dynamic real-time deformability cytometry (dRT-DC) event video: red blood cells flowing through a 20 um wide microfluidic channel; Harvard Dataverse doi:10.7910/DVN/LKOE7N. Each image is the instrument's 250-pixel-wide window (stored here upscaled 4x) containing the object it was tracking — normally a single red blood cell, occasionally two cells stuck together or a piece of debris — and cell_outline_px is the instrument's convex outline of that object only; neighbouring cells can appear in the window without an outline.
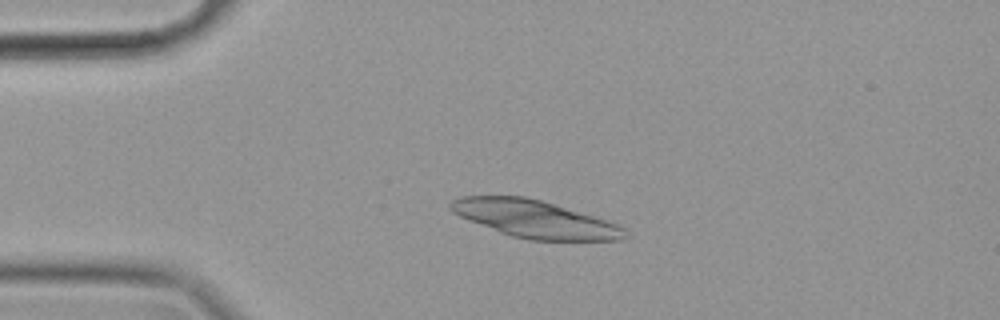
{"species": "common noctule bat (a hibernating species)", "species_latin": "Nyctalus noctula", "temperature_condition": "cold", "stored_images_in_passage": 45, "camera_frame_rate_fps": 3000, "um_per_image_px": 0.085, "animal": {"sex": "female", "body_mass_g": 19.9}, "frame": {"image": 1, "passage_image": 1, "time_ms": 0.0, "image_size_px": [1000, 320], "cell_outline_px": [[628, 236], [624, 240], [528, 240], [512, 236], [500, 232], [468, 220], [452, 212], [448, 208], [448, 204], [452, 200], [460, 196], [524, 196], [540, 200], [592, 216], [616, 224], [624, 228], [628, 232]], "centroid_in_image_um": [45.41, 18.62], "position_along_channel_um": 39.6, "area_um2": 37.63}}